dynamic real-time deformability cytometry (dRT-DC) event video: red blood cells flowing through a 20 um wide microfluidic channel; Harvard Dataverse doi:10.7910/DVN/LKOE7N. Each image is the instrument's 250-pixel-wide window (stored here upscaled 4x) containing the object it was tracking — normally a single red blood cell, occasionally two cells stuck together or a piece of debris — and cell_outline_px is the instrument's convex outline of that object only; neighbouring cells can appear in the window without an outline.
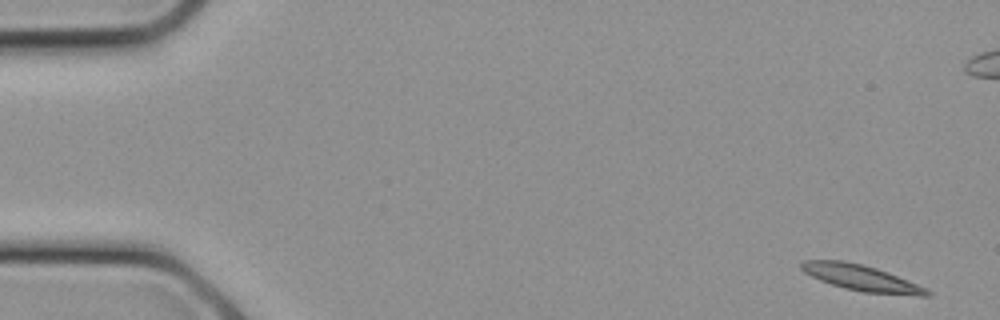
{"species": "common noctule bat (a hibernating species)", "species_latin": "Nyctalus noctula", "temperature_condition": "cold", "stored_images_in_passage": 8, "camera_frame_rate_fps": 3000, "um_per_image_px": 0.085, "animal": {"sex": "female", "body_mass_g": 21.9}, "frame": {"image": 1, "passage_image": 1, "time_ms": 0.0, "image_size_px": [1000, 320], "cell_outline_px": [[932, 296], [920, 296], [864, 292], [844, 288], [820, 280], [804, 272], [800, 268], [800, 264], [804, 260], [844, 260], [876, 268], [888, 272], [916, 284], [932, 292]], "centroid_in_image_um": [73.2, 23.62], "position_along_channel_um": 11.8, "area_um2": 18.79}}